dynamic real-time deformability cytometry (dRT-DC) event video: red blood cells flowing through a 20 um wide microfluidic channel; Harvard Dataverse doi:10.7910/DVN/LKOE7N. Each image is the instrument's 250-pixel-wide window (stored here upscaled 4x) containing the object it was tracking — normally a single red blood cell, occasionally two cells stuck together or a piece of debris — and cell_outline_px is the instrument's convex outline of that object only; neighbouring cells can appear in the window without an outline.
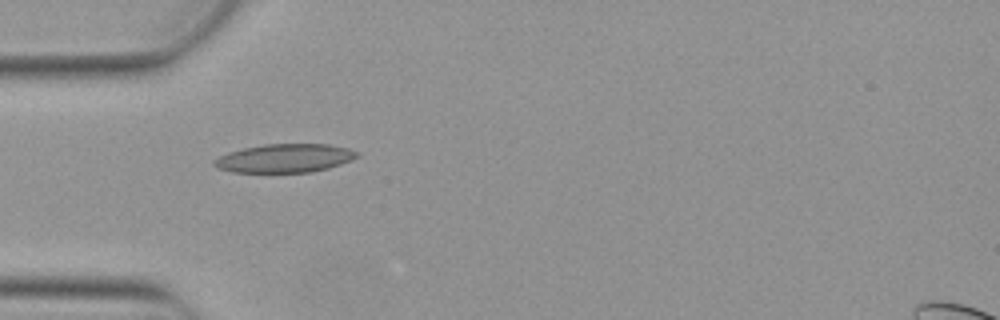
{"species": "Egyptian fruit bat (a non-hibernating species)", "species_latin": "Rousettus aegyptiacus", "temperature_condition": "warm", "stored_images_in_passage": 4, "camera_frame_rate_fps": 3000, "um_per_image_px": 0.085, "animal": {"sex": "female"}, "frame": {"image": 1, "passage_image": 3, "time_ms": 0.667, "image_size_px": [1000, 320], "cell_outline_px": [[360, 156], [352, 160], [328, 168], [312, 172], [232, 172], [216, 168], [212, 164], [212, 160], [228, 152], [244, 148], [264, 144], [328, 144], [348, 148], [360, 152]], "centroid_in_image_um": [24.21, 13.45], "position_along_channel_um": 60.8, "area_um2": 23.93}}
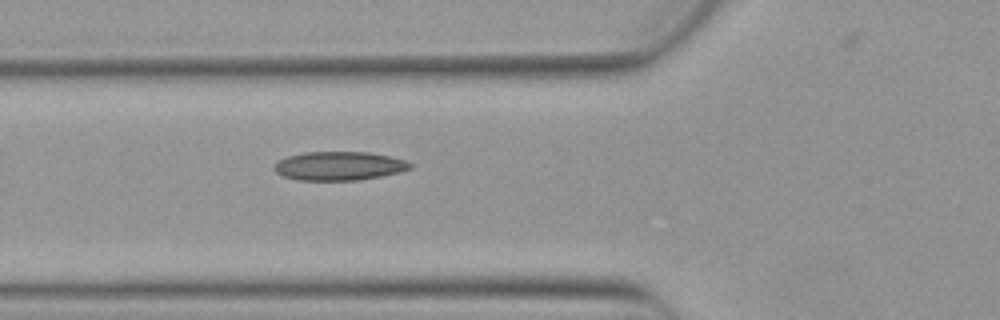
{"frame": {"image": 2, "passage_image": 4, "time_ms": 1.0, "image_size_px": [1000, 320], "cell_outline_px": [[412, 168], [400, 172], [360, 180], [296, 180], [284, 176], [276, 172], [272, 168], [272, 164], [284, 156], [304, 152], [368, 152], [388, 156], [404, 160], [412, 164]], "centroid_in_image_um": [28.76, 14.1], "position_along_channel_um": 97.0, "area_um2": 22.95}}